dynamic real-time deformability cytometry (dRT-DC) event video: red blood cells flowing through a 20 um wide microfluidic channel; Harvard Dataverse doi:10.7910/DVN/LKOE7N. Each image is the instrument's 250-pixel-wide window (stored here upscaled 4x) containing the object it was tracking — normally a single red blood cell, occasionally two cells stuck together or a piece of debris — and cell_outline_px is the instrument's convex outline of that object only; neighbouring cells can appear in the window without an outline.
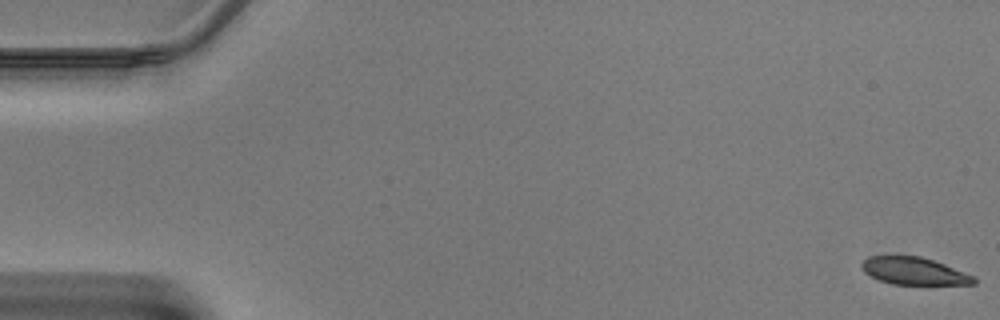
{"species": "Egyptian fruit bat (a non-hibernating species)", "species_latin": "Rousettus aegyptiacus", "temperature_condition": "warm", "stored_images_in_passage": 46, "camera_frame_rate_fps": 3000, "um_per_image_px": 0.085, "animal": {"sex": "male"}, "frame": {"image": 1, "passage_image": 1, "time_ms": 0.0, "image_size_px": [1000, 320], "cell_outline_px": [[976, 284], [892, 284], [880, 280], [864, 272], [860, 268], [860, 264], [868, 256], [920, 256], [944, 264], [976, 276]], "centroid_in_image_um": [77.69, 23.03], "position_along_channel_um": 7.3, "area_um2": 17.8}}
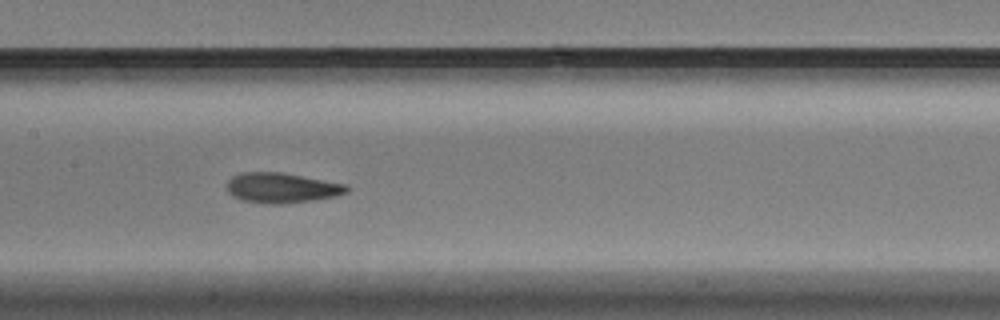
{"frame": {"image": 2, "passage_image": 23, "time_ms": 7.333, "image_size_px": [1000, 320], "cell_outline_px": [[348, 192], [336, 196], [312, 200], [284, 204], [264, 204], [240, 200], [232, 196], [228, 192], [228, 180], [232, 176], [240, 172], [284, 172], [348, 184]], "centroid_in_image_um": [23.95, 15.96], "position_along_channel_um": 183.5, "area_um2": 21.39}}
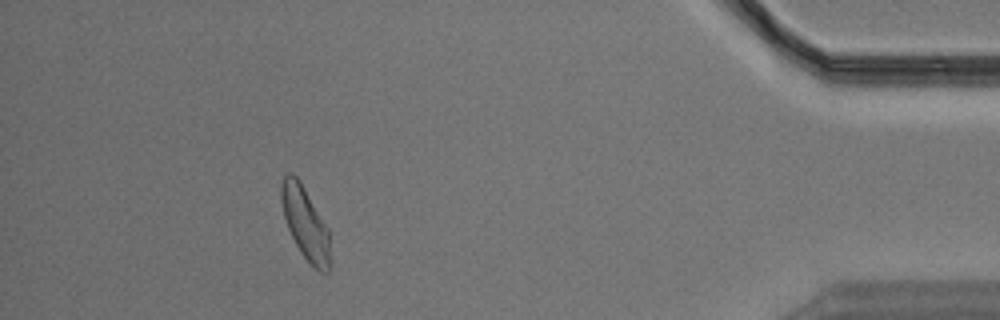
{"frame": {"image": 3, "passage_image": 42, "time_ms": 13.667, "image_size_px": [1000, 320], "cell_outline_px": [[332, 268], [328, 272], [320, 272], [300, 252], [288, 228], [284, 216], [280, 200], [280, 184], [284, 176], [288, 172], [292, 172], [300, 180], [328, 228], [332, 264]], "centroid_in_image_um": [25.97, 18.97], "position_along_channel_um": 409.2, "area_um2": 20.87}}